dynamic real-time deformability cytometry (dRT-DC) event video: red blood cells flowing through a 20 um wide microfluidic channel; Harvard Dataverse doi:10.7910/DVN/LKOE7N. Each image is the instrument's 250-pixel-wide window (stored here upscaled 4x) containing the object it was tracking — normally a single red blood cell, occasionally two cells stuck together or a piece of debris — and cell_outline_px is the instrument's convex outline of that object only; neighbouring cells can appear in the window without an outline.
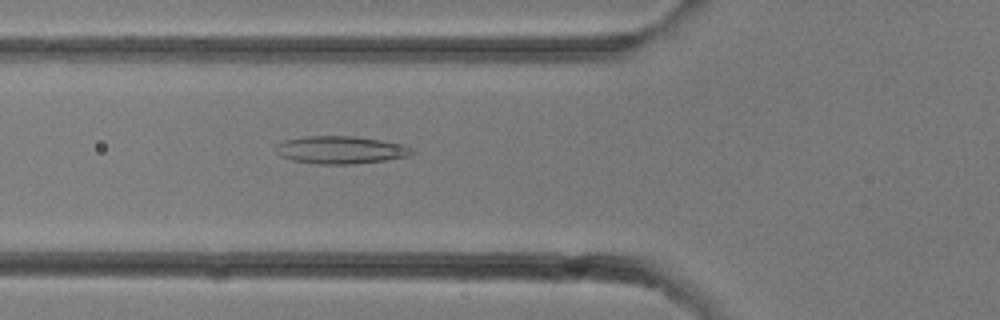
{"species": "common noctule bat (a hibernating species)", "species_latin": "Nyctalus noctula", "temperature_condition": "room temperature", "stored_images_in_passage": 31, "camera_frame_rate_fps": 3000, "um_per_image_px": 0.085, "animal": {"sex": "female"}, "frame": {"image": 1, "passage_image": 11, "time_ms": 3.333, "image_size_px": [1000, 320], "cell_outline_px": [[416, 152], [408, 156], [388, 160], [356, 164], [316, 164], [292, 160], [280, 156], [276, 152], [276, 144], [284, 140], [304, 136], [356, 136], [404, 144], [412, 148]], "centroid_in_image_um": [28.97, 12.74], "position_along_channel_um": 96.8, "area_um2": 22.25}}
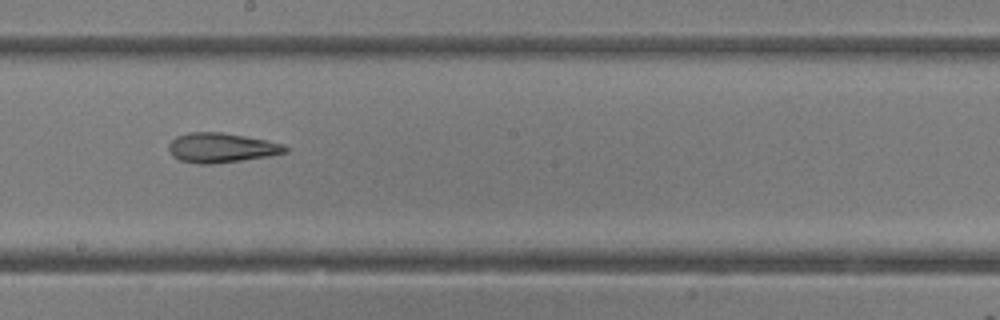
{"frame": {"image": 2, "passage_image": 17, "time_ms": 5.333, "image_size_px": [1000, 320], "cell_outline_px": [[288, 152], [268, 156], [212, 164], [196, 164], [180, 160], [172, 156], [168, 148], [168, 144], [176, 136], [188, 132], [224, 132], [268, 140], [284, 144], [288, 148]], "centroid_in_image_um": [18.81, 12.55], "position_along_channel_um": 229.4, "area_um2": 20.29}}
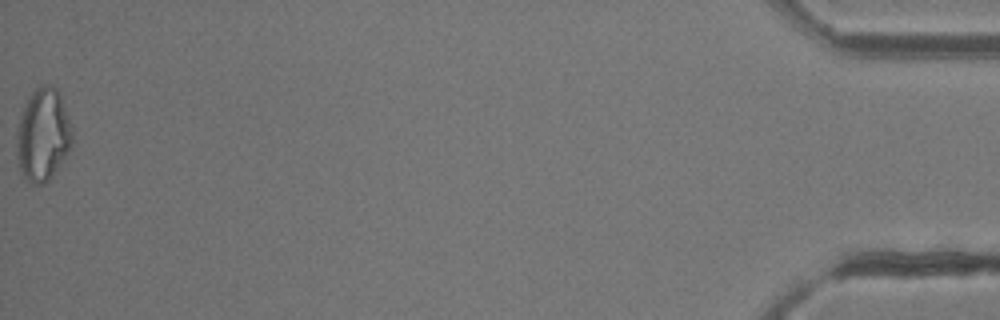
{"frame": {"image": 3, "passage_image": 31, "time_ms": 10.0, "image_size_px": [1000, 320], "cell_outline_px": [[72, 144], [52, 176], [44, 184], [32, 184], [24, 176], [20, 168], [16, 156], [16, 136], [20, 120], [24, 108], [32, 92], [40, 84], [52, 84], [56, 88], [60, 96], [68, 116], [72, 128]], "centroid_in_image_um": [3.65, 11.46], "position_along_channel_um": 431.6, "area_um2": 29.59}}